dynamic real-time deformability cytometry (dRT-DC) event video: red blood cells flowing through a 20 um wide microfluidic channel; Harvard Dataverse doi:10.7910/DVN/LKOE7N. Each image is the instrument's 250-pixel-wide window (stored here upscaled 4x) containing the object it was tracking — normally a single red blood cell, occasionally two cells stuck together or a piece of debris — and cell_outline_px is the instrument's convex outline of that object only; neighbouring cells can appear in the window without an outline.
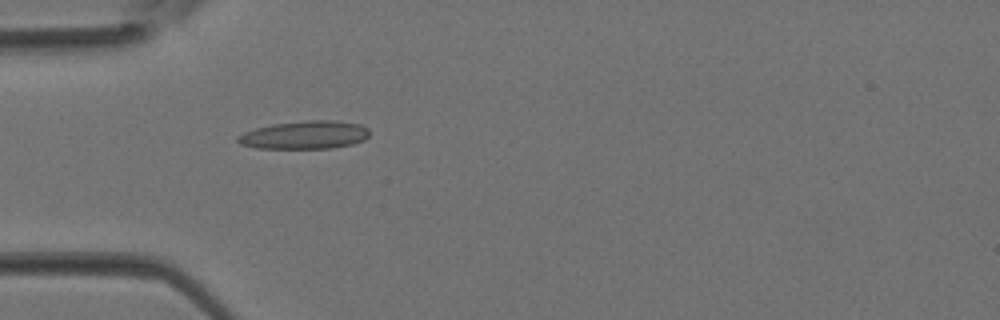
{"species": "Egyptian fruit bat (a non-hibernating species)", "species_latin": "Rousettus aegyptiacus", "temperature_condition": "room temperature", "stored_images_in_passage": 3, "camera_frame_rate_fps": 3000, "um_per_image_px": 0.085, "animal": {"sex": "female"}, "frame": {"image": 1, "passage_image": 3, "time_ms": 0.667, "image_size_px": [1000, 320], "cell_outline_px": [[368, 136], [364, 140], [352, 144], [332, 148], [256, 148], [240, 144], [236, 140], [236, 136], [244, 132], [256, 128], [272, 124], [308, 120], [332, 120], [360, 124], [368, 128]], "centroid_in_image_um": [25.88, 11.47], "position_along_channel_um": 59.1, "area_um2": 21.56}}